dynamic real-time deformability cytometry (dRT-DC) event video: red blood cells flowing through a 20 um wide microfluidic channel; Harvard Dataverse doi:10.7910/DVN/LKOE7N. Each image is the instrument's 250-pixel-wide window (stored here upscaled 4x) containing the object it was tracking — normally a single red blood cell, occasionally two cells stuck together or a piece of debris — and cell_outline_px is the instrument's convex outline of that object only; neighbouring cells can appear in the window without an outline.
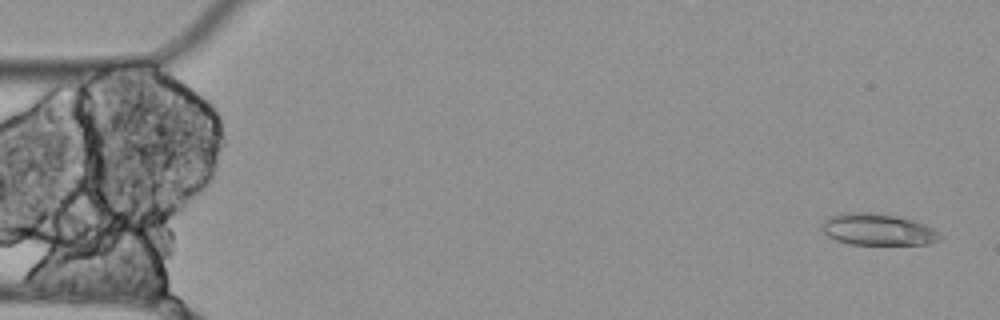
{"species": "Egyptian fruit bat (a non-hibernating species)", "species_latin": "Rousettus aegyptiacus", "temperature_condition": "cold", "stored_images_in_passage": 4, "camera_frame_rate_fps": 3000, "um_per_image_px": 0.085, "animal": {"sex": "female"}, "frame": {"image": 1, "passage_image": 1, "time_ms": 0.0, "image_size_px": [1000, 320], "cell_outline_px": [[944, 236], [940, 240], [928, 244], [852, 244], [836, 240], [828, 236], [820, 228], [820, 224], [824, 220], [832, 216], [844, 212], [864, 212], [896, 216], [912, 220], [936, 228]], "centroid_in_image_um": [74.65, 19.51], "position_along_channel_um": 10.4, "area_um2": 21.85}}